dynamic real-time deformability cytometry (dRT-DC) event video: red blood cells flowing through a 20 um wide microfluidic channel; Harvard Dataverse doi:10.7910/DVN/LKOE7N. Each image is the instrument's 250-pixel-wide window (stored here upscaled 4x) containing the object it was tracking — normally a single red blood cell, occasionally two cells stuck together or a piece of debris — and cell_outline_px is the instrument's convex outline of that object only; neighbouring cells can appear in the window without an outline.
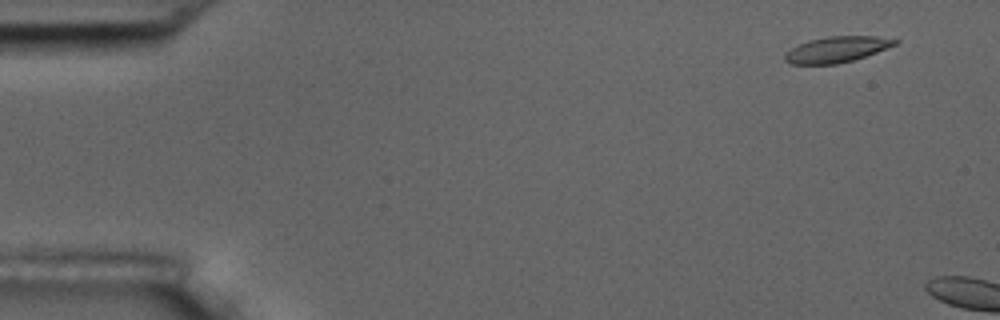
{"species": "common noctule bat (a hibernating species)", "species_latin": "Nyctalus noctula", "temperature_condition": "room temperature", "stored_images_in_passage": 3, "camera_frame_rate_fps": 3000, "um_per_image_px": 0.085, "animal": {"sex": "male", "body_mass_g": 17.5, "forearm_length_mm": 52.3}, "frame": {"image": 1, "passage_image": 1, "time_ms": 0.0, "image_size_px": [1000, 320], "cell_outline_px": [[900, 40], [896, 44], [876, 52], [852, 60], [836, 64], [792, 64], [784, 60], [784, 56], [792, 48], [800, 44], [812, 40], [828, 36], [876, 36]], "centroid_in_image_um": [71.13, 4.2], "position_along_channel_um": 13.9, "area_um2": 16.18}}